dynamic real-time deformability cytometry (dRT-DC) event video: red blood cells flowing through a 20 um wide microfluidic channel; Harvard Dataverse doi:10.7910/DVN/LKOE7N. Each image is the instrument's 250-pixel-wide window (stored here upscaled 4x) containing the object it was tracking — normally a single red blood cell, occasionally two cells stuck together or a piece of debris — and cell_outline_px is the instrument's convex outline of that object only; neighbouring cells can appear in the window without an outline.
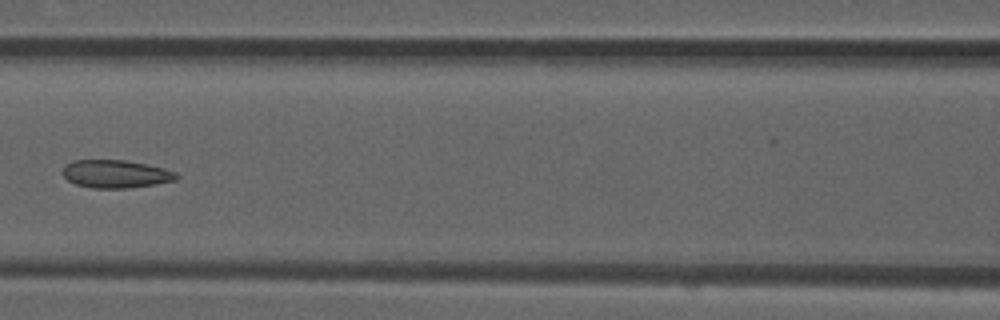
{"species": "common noctule bat (a hibernating species)", "species_latin": "Nyctalus noctula", "temperature_condition": "room temperature", "stored_images_in_passage": 6, "camera_frame_rate_fps": 3000, "um_per_image_px": 0.085, "animal": {"sex": "male", "forearm_length_mm": 52.5}, "frame": {"image": 1, "passage_image": 5, "time_ms": 1.333, "image_size_px": [1000, 320], "cell_outline_px": [[180, 176], [176, 180], [156, 184], [128, 188], [92, 188], [76, 184], [68, 180], [64, 176], [64, 164], [72, 160], [124, 160], [164, 168], [176, 172]], "centroid_in_image_um": [9.85, 14.78], "position_along_channel_um": 156.8, "area_um2": 18.5}}
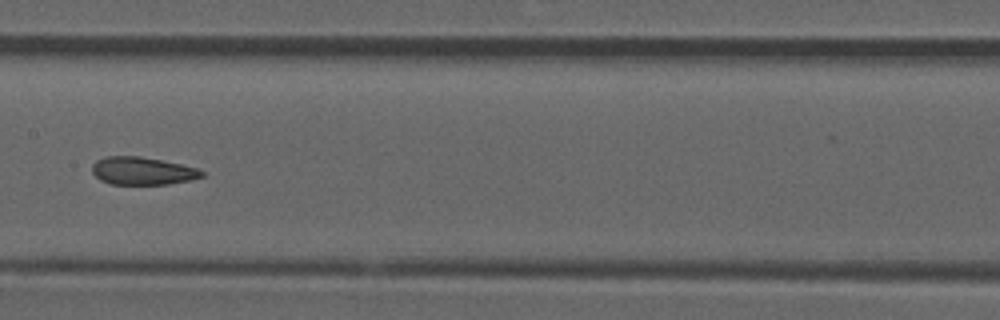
{"frame": {"image": 2, "passage_image": 6, "time_ms": 1.667, "image_size_px": [1000, 320], "cell_outline_px": [[204, 176], [192, 180], [168, 184], [112, 184], [100, 180], [92, 172], [92, 164], [96, 160], [104, 156], [140, 156], [180, 164], [196, 168], [204, 172]], "centroid_in_image_um": [12.09, 14.53], "position_along_channel_um": 195.3, "area_um2": 17.74}}